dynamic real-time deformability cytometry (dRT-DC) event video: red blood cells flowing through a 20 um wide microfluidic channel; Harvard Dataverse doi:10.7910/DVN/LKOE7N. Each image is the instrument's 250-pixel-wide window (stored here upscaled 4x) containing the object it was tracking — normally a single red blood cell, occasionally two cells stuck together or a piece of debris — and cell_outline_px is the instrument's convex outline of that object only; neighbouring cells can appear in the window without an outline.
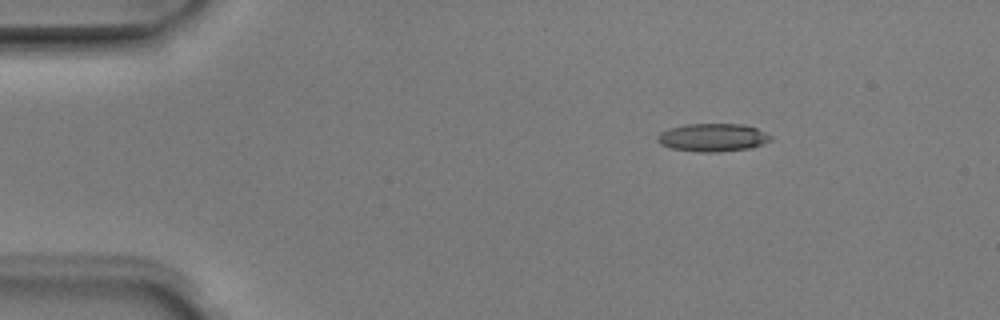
{"species": "Egyptian fruit bat (a non-hibernating species)", "species_latin": "Rousettus aegyptiacus", "temperature_condition": "room temperature", "stored_images_in_passage": 5, "camera_frame_rate_fps": 3000, "um_per_image_px": 0.085, "animal": {"sex": "male"}, "frame": {"image": 1, "passage_image": 3, "time_ms": 0.667, "image_size_px": [1000, 320], "cell_outline_px": [[772, 140], [764, 144], [748, 148], [720, 152], [700, 152], [672, 148], [660, 144], [656, 140], [656, 136], [660, 132], [668, 128], [684, 124], [744, 124], [756, 128], [772, 136]], "centroid_in_image_um": [60.57, 11.68], "position_along_channel_um": 24.4, "area_um2": 18.61}}